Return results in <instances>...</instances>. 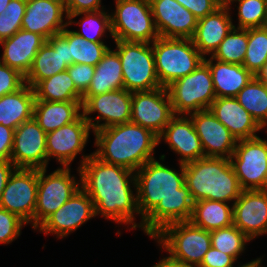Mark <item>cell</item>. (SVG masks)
Segmentation results:
<instances>
[{
  "label": "cell",
  "mask_w": 267,
  "mask_h": 267,
  "mask_svg": "<svg viewBox=\"0 0 267 267\" xmlns=\"http://www.w3.org/2000/svg\"><path fill=\"white\" fill-rule=\"evenodd\" d=\"M211 246L237 259L250 239L235 225L210 232Z\"/></svg>",
  "instance_id": "38"
},
{
  "label": "cell",
  "mask_w": 267,
  "mask_h": 267,
  "mask_svg": "<svg viewBox=\"0 0 267 267\" xmlns=\"http://www.w3.org/2000/svg\"><path fill=\"white\" fill-rule=\"evenodd\" d=\"M175 115L185 116L209 109L216 99L209 66L203 62L187 76L173 81L166 87Z\"/></svg>",
  "instance_id": "8"
},
{
  "label": "cell",
  "mask_w": 267,
  "mask_h": 267,
  "mask_svg": "<svg viewBox=\"0 0 267 267\" xmlns=\"http://www.w3.org/2000/svg\"><path fill=\"white\" fill-rule=\"evenodd\" d=\"M158 80L162 87L187 76L203 62L204 58L192 39L158 37L152 43Z\"/></svg>",
  "instance_id": "5"
},
{
  "label": "cell",
  "mask_w": 267,
  "mask_h": 267,
  "mask_svg": "<svg viewBox=\"0 0 267 267\" xmlns=\"http://www.w3.org/2000/svg\"><path fill=\"white\" fill-rule=\"evenodd\" d=\"M69 43L61 35H53L37 52L32 67L25 76V83L34 88L41 80L47 79L70 66Z\"/></svg>",
  "instance_id": "21"
},
{
  "label": "cell",
  "mask_w": 267,
  "mask_h": 267,
  "mask_svg": "<svg viewBox=\"0 0 267 267\" xmlns=\"http://www.w3.org/2000/svg\"><path fill=\"white\" fill-rule=\"evenodd\" d=\"M24 84V75L0 62V97L19 90Z\"/></svg>",
  "instance_id": "42"
},
{
  "label": "cell",
  "mask_w": 267,
  "mask_h": 267,
  "mask_svg": "<svg viewBox=\"0 0 267 267\" xmlns=\"http://www.w3.org/2000/svg\"><path fill=\"white\" fill-rule=\"evenodd\" d=\"M232 207L233 225L250 240L267 233V189L243 190Z\"/></svg>",
  "instance_id": "20"
},
{
  "label": "cell",
  "mask_w": 267,
  "mask_h": 267,
  "mask_svg": "<svg viewBox=\"0 0 267 267\" xmlns=\"http://www.w3.org/2000/svg\"><path fill=\"white\" fill-rule=\"evenodd\" d=\"M82 101L35 100L33 118L47 134L75 121L82 113Z\"/></svg>",
  "instance_id": "29"
},
{
  "label": "cell",
  "mask_w": 267,
  "mask_h": 267,
  "mask_svg": "<svg viewBox=\"0 0 267 267\" xmlns=\"http://www.w3.org/2000/svg\"><path fill=\"white\" fill-rule=\"evenodd\" d=\"M238 1L239 26L235 28L250 29L267 26V0H231Z\"/></svg>",
  "instance_id": "39"
},
{
  "label": "cell",
  "mask_w": 267,
  "mask_h": 267,
  "mask_svg": "<svg viewBox=\"0 0 267 267\" xmlns=\"http://www.w3.org/2000/svg\"><path fill=\"white\" fill-rule=\"evenodd\" d=\"M26 11V0H11L4 12L0 13V41L10 38L21 30L22 18Z\"/></svg>",
  "instance_id": "40"
},
{
  "label": "cell",
  "mask_w": 267,
  "mask_h": 267,
  "mask_svg": "<svg viewBox=\"0 0 267 267\" xmlns=\"http://www.w3.org/2000/svg\"><path fill=\"white\" fill-rule=\"evenodd\" d=\"M60 34L69 43L70 65L87 64L96 66L109 49L104 42L88 41L74 31L67 30L66 27Z\"/></svg>",
  "instance_id": "33"
},
{
  "label": "cell",
  "mask_w": 267,
  "mask_h": 267,
  "mask_svg": "<svg viewBox=\"0 0 267 267\" xmlns=\"http://www.w3.org/2000/svg\"><path fill=\"white\" fill-rule=\"evenodd\" d=\"M153 267H186V266L170 259L169 257H166L162 259L160 262H158L156 265H154Z\"/></svg>",
  "instance_id": "49"
},
{
  "label": "cell",
  "mask_w": 267,
  "mask_h": 267,
  "mask_svg": "<svg viewBox=\"0 0 267 267\" xmlns=\"http://www.w3.org/2000/svg\"><path fill=\"white\" fill-rule=\"evenodd\" d=\"M14 129L0 124V160L10 161L13 148Z\"/></svg>",
  "instance_id": "47"
},
{
  "label": "cell",
  "mask_w": 267,
  "mask_h": 267,
  "mask_svg": "<svg viewBox=\"0 0 267 267\" xmlns=\"http://www.w3.org/2000/svg\"><path fill=\"white\" fill-rule=\"evenodd\" d=\"M229 6L222 5L214 13L198 19L192 41L203 57L213 54L234 27L229 15Z\"/></svg>",
  "instance_id": "26"
},
{
  "label": "cell",
  "mask_w": 267,
  "mask_h": 267,
  "mask_svg": "<svg viewBox=\"0 0 267 267\" xmlns=\"http://www.w3.org/2000/svg\"><path fill=\"white\" fill-rule=\"evenodd\" d=\"M153 238L169 252V258L186 267H198L211 248L210 232L190 221L165 226Z\"/></svg>",
  "instance_id": "6"
},
{
  "label": "cell",
  "mask_w": 267,
  "mask_h": 267,
  "mask_svg": "<svg viewBox=\"0 0 267 267\" xmlns=\"http://www.w3.org/2000/svg\"><path fill=\"white\" fill-rule=\"evenodd\" d=\"M176 116L158 136V143L164 137L169 147L182 157L179 163L185 164L203 158L204 150L191 118Z\"/></svg>",
  "instance_id": "23"
},
{
  "label": "cell",
  "mask_w": 267,
  "mask_h": 267,
  "mask_svg": "<svg viewBox=\"0 0 267 267\" xmlns=\"http://www.w3.org/2000/svg\"><path fill=\"white\" fill-rule=\"evenodd\" d=\"M95 216V207L91 198L80 188L39 226L40 232L46 235L53 233L60 238L66 237Z\"/></svg>",
  "instance_id": "16"
},
{
  "label": "cell",
  "mask_w": 267,
  "mask_h": 267,
  "mask_svg": "<svg viewBox=\"0 0 267 267\" xmlns=\"http://www.w3.org/2000/svg\"><path fill=\"white\" fill-rule=\"evenodd\" d=\"M184 182L194 202H227L239 198L243 191L230 159L203 157L184 164Z\"/></svg>",
  "instance_id": "4"
},
{
  "label": "cell",
  "mask_w": 267,
  "mask_h": 267,
  "mask_svg": "<svg viewBox=\"0 0 267 267\" xmlns=\"http://www.w3.org/2000/svg\"><path fill=\"white\" fill-rule=\"evenodd\" d=\"M181 172L162 165L155 159L146 162L135 173L137 203L142 221L140 227L153 238L165 226L189 221L194 201Z\"/></svg>",
  "instance_id": "1"
},
{
  "label": "cell",
  "mask_w": 267,
  "mask_h": 267,
  "mask_svg": "<svg viewBox=\"0 0 267 267\" xmlns=\"http://www.w3.org/2000/svg\"><path fill=\"white\" fill-rule=\"evenodd\" d=\"M46 135L34 118L15 129L10 161L16 168L47 167Z\"/></svg>",
  "instance_id": "15"
},
{
  "label": "cell",
  "mask_w": 267,
  "mask_h": 267,
  "mask_svg": "<svg viewBox=\"0 0 267 267\" xmlns=\"http://www.w3.org/2000/svg\"><path fill=\"white\" fill-rule=\"evenodd\" d=\"M159 37L192 39L198 24L188 9L176 0H149Z\"/></svg>",
  "instance_id": "17"
},
{
  "label": "cell",
  "mask_w": 267,
  "mask_h": 267,
  "mask_svg": "<svg viewBox=\"0 0 267 267\" xmlns=\"http://www.w3.org/2000/svg\"><path fill=\"white\" fill-rule=\"evenodd\" d=\"M90 129L89 123L81 114L75 121L47 133V164L50 157L54 156L63 167H69L77 154L83 151Z\"/></svg>",
  "instance_id": "19"
},
{
  "label": "cell",
  "mask_w": 267,
  "mask_h": 267,
  "mask_svg": "<svg viewBox=\"0 0 267 267\" xmlns=\"http://www.w3.org/2000/svg\"><path fill=\"white\" fill-rule=\"evenodd\" d=\"M46 168L38 169V191L34 212V229L66 203L81 186L70 176V168H58L45 176Z\"/></svg>",
  "instance_id": "11"
},
{
  "label": "cell",
  "mask_w": 267,
  "mask_h": 267,
  "mask_svg": "<svg viewBox=\"0 0 267 267\" xmlns=\"http://www.w3.org/2000/svg\"><path fill=\"white\" fill-rule=\"evenodd\" d=\"M123 72L124 89L151 91L162 87L158 80L154 52L150 43L115 40Z\"/></svg>",
  "instance_id": "7"
},
{
  "label": "cell",
  "mask_w": 267,
  "mask_h": 267,
  "mask_svg": "<svg viewBox=\"0 0 267 267\" xmlns=\"http://www.w3.org/2000/svg\"><path fill=\"white\" fill-rule=\"evenodd\" d=\"M191 116L195 131L201 140L204 157L230 159L234 153L237 139L209 110L188 114Z\"/></svg>",
  "instance_id": "18"
},
{
  "label": "cell",
  "mask_w": 267,
  "mask_h": 267,
  "mask_svg": "<svg viewBox=\"0 0 267 267\" xmlns=\"http://www.w3.org/2000/svg\"><path fill=\"white\" fill-rule=\"evenodd\" d=\"M242 107L264 128L267 124V85L256 76L235 96Z\"/></svg>",
  "instance_id": "34"
},
{
  "label": "cell",
  "mask_w": 267,
  "mask_h": 267,
  "mask_svg": "<svg viewBox=\"0 0 267 267\" xmlns=\"http://www.w3.org/2000/svg\"><path fill=\"white\" fill-rule=\"evenodd\" d=\"M119 89H124L122 63L118 53L109 48L95 66L91 84L83 95H99Z\"/></svg>",
  "instance_id": "30"
},
{
  "label": "cell",
  "mask_w": 267,
  "mask_h": 267,
  "mask_svg": "<svg viewBox=\"0 0 267 267\" xmlns=\"http://www.w3.org/2000/svg\"><path fill=\"white\" fill-rule=\"evenodd\" d=\"M132 92L125 89L112 90L99 95L82 96V114L94 131L131 121ZM98 112L94 119L89 114ZM93 120V121H92ZM100 120L105 122L99 124Z\"/></svg>",
  "instance_id": "13"
},
{
  "label": "cell",
  "mask_w": 267,
  "mask_h": 267,
  "mask_svg": "<svg viewBox=\"0 0 267 267\" xmlns=\"http://www.w3.org/2000/svg\"><path fill=\"white\" fill-rule=\"evenodd\" d=\"M64 0H26L21 29L37 33L46 40L68 26L63 24Z\"/></svg>",
  "instance_id": "22"
},
{
  "label": "cell",
  "mask_w": 267,
  "mask_h": 267,
  "mask_svg": "<svg viewBox=\"0 0 267 267\" xmlns=\"http://www.w3.org/2000/svg\"><path fill=\"white\" fill-rule=\"evenodd\" d=\"M247 44L248 29H236L234 26L211 55V58L222 62L243 65Z\"/></svg>",
  "instance_id": "35"
},
{
  "label": "cell",
  "mask_w": 267,
  "mask_h": 267,
  "mask_svg": "<svg viewBox=\"0 0 267 267\" xmlns=\"http://www.w3.org/2000/svg\"><path fill=\"white\" fill-rule=\"evenodd\" d=\"M236 259L211 246L198 267H233Z\"/></svg>",
  "instance_id": "45"
},
{
  "label": "cell",
  "mask_w": 267,
  "mask_h": 267,
  "mask_svg": "<svg viewBox=\"0 0 267 267\" xmlns=\"http://www.w3.org/2000/svg\"><path fill=\"white\" fill-rule=\"evenodd\" d=\"M67 72L74 82L75 87L84 94L93 79L95 66L87 64H72L67 68Z\"/></svg>",
  "instance_id": "43"
},
{
  "label": "cell",
  "mask_w": 267,
  "mask_h": 267,
  "mask_svg": "<svg viewBox=\"0 0 267 267\" xmlns=\"http://www.w3.org/2000/svg\"><path fill=\"white\" fill-rule=\"evenodd\" d=\"M174 116L166 87L132 92L131 122L159 136Z\"/></svg>",
  "instance_id": "14"
},
{
  "label": "cell",
  "mask_w": 267,
  "mask_h": 267,
  "mask_svg": "<svg viewBox=\"0 0 267 267\" xmlns=\"http://www.w3.org/2000/svg\"><path fill=\"white\" fill-rule=\"evenodd\" d=\"M209 110L237 141L257 137L255 132L263 129L235 97L216 98Z\"/></svg>",
  "instance_id": "25"
},
{
  "label": "cell",
  "mask_w": 267,
  "mask_h": 267,
  "mask_svg": "<svg viewBox=\"0 0 267 267\" xmlns=\"http://www.w3.org/2000/svg\"><path fill=\"white\" fill-rule=\"evenodd\" d=\"M110 16L114 40L150 43L159 37L149 0H116Z\"/></svg>",
  "instance_id": "9"
},
{
  "label": "cell",
  "mask_w": 267,
  "mask_h": 267,
  "mask_svg": "<svg viewBox=\"0 0 267 267\" xmlns=\"http://www.w3.org/2000/svg\"><path fill=\"white\" fill-rule=\"evenodd\" d=\"M84 14L85 17L81 19L80 22H78L79 26L82 25V32L80 31H74L79 36L85 38L88 41L91 42H103L101 41L102 35L104 36V33L106 30H108L112 35V25H111V16L104 12L103 10L95 11V12H81L77 14L72 15H66V18L70 21H68V25H71L72 22L71 19H73L76 16ZM87 30V31H86Z\"/></svg>",
  "instance_id": "37"
},
{
  "label": "cell",
  "mask_w": 267,
  "mask_h": 267,
  "mask_svg": "<svg viewBox=\"0 0 267 267\" xmlns=\"http://www.w3.org/2000/svg\"><path fill=\"white\" fill-rule=\"evenodd\" d=\"M46 39L34 32L18 30L10 38L0 41L3 46L1 63L18 70L26 76L30 71L34 58Z\"/></svg>",
  "instance_id": "24"
},
{
  "label": "cell",
  "mask_w": 267,
  "mask_h": 267,
  "mask_svg": "<svg viewBox=\"0 0 267 267\" xmlns=\"http://www.w3.org/2000/svg\"><path fill=\"white\" fill-rule=\"evenodd\" d=\"M260 263H261V258H258L256 260H253V261H250L246 264H243L240 267H261Z\"/></svg>",
  "instance_id": "51"
},
{
  "label": "cell",
  "mask_w": 267,
  "mask_h": 267,
  "mask_svg": "<svg viewBox=\"0 0 267 267\" xmlns=\"http://www.w3.org/2000/svg\"><path fill=\"white\" fill-rule=\"evenodd\" d=\"M38 191V169L16 168L2 192L0 208L17 215L26 224L33 222Z\"/></svg>",
  "instance_id": "12"
},
{
  "label": "cell",
  "mask_w": 267,
  "mask_h": 267,
  "mask_svg": "<svg viewBox=\"0 0 267 267\" xmlns=\"http://www.w3.org/2000/svg\"><path fill=\"white\" fill-rule=\"evenodd\" d=\"M215 61L216 64L213 63V58L210 57L208 60L204 58V62L209 66L212 75L216 98L235 97L254 77L241 64Z\"/></svg>",
  "instance_id": "27"
},
{
  "label": "cell",
  "mask_w": 267,
  "mask_h": 267,
  "mask_svg": "<svg viewBox=\"0 0 267 267\" xmlns=\"http://www.w3.org/2000/svg\"><path fill=\"white\" fill-rule=\"evenodd\" d=\"M35 93L26 83L17 91L0 97V124L16 129L33 118Z\"/></svg>",
  "instance_id": "28"
},
{
  "label": "cell",
  "mask_w": 267,
  "mask_h": 267,
  "mask_svg": "<svg viewBox=\"0 0 267 267\" xmlns=\"http://www.w3.org/2000/svg\"><path fill=\"white\" fill-rule=\"evenodd\" d=\"M11 0H0V13L4 12Z\"/></svg>",
  "instance_id": "52"
},
{
  "label": "cell",
  "mask_w": 267,
  "mask_h": 267,
  "mask_svg": "<svg viewBox=\"0 0 267 267\" xmlns=\"http://www.w3.org/2000/svg\"><path fill=\"white\" fill-rule=\"evenodd\" d=\"M189 221L209 232L233 225V207L226 202L199 200L194 202Z\"/></svg>",
  "instance_id": "31"
},
{
  "label": "cell",
  "mask_w": 267,
  "mask_h": 267,
  "mask_svg": "<svg viewBox=\"0 0 267 267\" xmlns=\"http://www.w3.org/2000/svg\"><path fill=\"white\" fill-rule=\"evenodd\" d=\"M218 2H220V4L222 5H229L231 0H217Z\"/></svg>",
  "instance_id": "53"
},
{
  "label": "cell",
  "mask_w": 267,
  "mask_h": 267,
  "mask_svg": "<svg viewBox=\"0 0 267 267\" xmlns=\"http://www.w3.org/2000/svg\"><path fill=\"white\" fill-rule=\"evenodd\" d=\"M188 9L196 18L200 19L214 13L222 6L217 0H176Z\"/></svg>",
  "instance_id": "44"
},
{
  "label": "cell",
  "mask_w": 267,
  "mask_h": 267,
  "mask_svg": "<svg viewBox=\"0 0 267 267\" xmlns=\"http://www.w3.org/2000/svg\"><path fill=\"white\" fill-rule=\"evenodd\" d=\"M267 61V26L248 29V44L243 66L254 76Z\"/></svg>",
  "instance_id": "36"
},
{
  "label": "cell",
  "mask_w": 267,
  "mask_h": 267,
  "mask_svg": "<svg viewBox=\"0 0 267 267\" xmlns=\"http://www.w3.org/2000/svg\"><path fill=\"white\" fill-rule=\"evenodd\" d=\"M256 77L267 85V61L263 65L262 69L258 72Z\"/></svg>",
  "instance_id": "50"
},
{
  "label": "cell",
  "mask_w": 267,
  "mask_h": 267,
  "mask_svg": "<svg viewBox=\"0 0 267 267\" xmlns=\"http://www.w3.org/2000/svg\"><path fill=\"white\" fill-rule=\"evenodd\" d=\"M78 169L81 188L91 198L96 215L101 213L103 217L117 223H132L133 229L139 226L133 223L134 213L140 214V212L137 196L134 197L129 183L133 182L136 187L134 171L123 166L105 163L93 153L83 155Z\"/></svg>",
  "instance_id": "2"
},
{
  "label": "cell",
  "mask_w": 267,
  "mask_h": 267,
  "mask_svg": "<svg viewBox=\"0 0 267 267\" xmlns=\"http://www.w3.org/2000/svg\"><path fill=\"white\" fill-rule=\"evenodd\" d=\"M33 90L36 100L50 102L82 101L83 96L67 70L41 80Z\"/></svg>",
  "instance_id": "32"
},
{
  "label": "cell",
  "mask_w": 267,
  "mask_h": 267,
  "mask_svg": "<svg viewBox=\"0 0 267 267\" xmlns=\"http://www.w3.org/2000/svg\"><path fill=\"white\" fill-rule=\"evenodd\" d=\"M66 15L99 11L101 0H64Z\"/></svg>",
  "instance_id": "46"
},
{
  "label": "cell",
  "mask_w": 267,
  "mask_h": 267,
  "mask_svg": "<svg viewBox=\"0 0 267 267\" xmlns=\"http://www.w3.org/2000/svg\"><path fill=\"white\" fill-rule=\"evenodd\" d=\"M24 224L26 223L17 215L0 208V243L8 244L15 240Z\"/></svg>",
  "instance_id": "41"
},
{
  "label": "cell",
  "mask_w": 267,
  "mask_h": 267,
  "mask_svg": "<svg viewBox=\"0 0 267 267\" xmlns=\"http://www.w3.org/2000/svg\"><path fill=\"white\" fill-rule=\"evenodd\" d=\"M16 169L11 161L0 160V199L10 175Z\"/></svg>",
  "instance_id": "48"
},
{
  "label": "cell",
  "mask_w": 267,
  "mask_h": 267,
  "mask_svg": "<svg viewBox=\"0 0 267 267\" xmlns=\"http://www.w3.org/2000/svg\"><path fill=\"white\" fill-rule=\"evenodd\" d=\"M237 143L230 162L241 188L267 189V140L257 136Z\"/></svg>",
  "instance_id": "10"
},
{
  "label": "cell",
  "mask_w": 267,
  "mask_h": 267,
  "mask_svg": "<svg viewBox=\"0 0 267 267\" xmlns=\"http://www.w3.org/2000/svg\"><path fill=\"white\" fill-rule=\"evenodd\" d=\"M94 134L95 146L99 148L93 154L97 158L134 172L154 159V148L159 144L158 136L151 130L131 121L99 129Z\"/></svg>",
  "instance_id": "3"
}]
</instances>
